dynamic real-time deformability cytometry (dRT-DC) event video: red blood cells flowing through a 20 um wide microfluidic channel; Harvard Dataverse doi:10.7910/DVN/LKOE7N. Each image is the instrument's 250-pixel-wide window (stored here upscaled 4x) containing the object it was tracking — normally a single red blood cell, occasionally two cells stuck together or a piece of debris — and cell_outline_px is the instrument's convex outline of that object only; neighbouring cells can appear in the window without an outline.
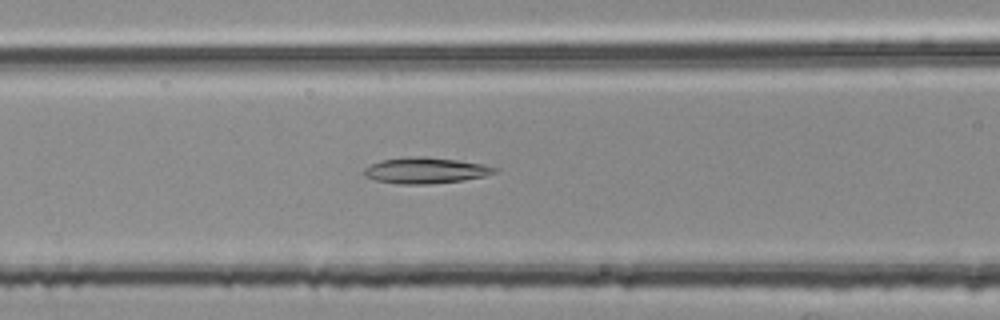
{"species": "common noctule bat (a hibernating species)", "species_latin": "Nyctalus noctula", "temperature_condition": "room temperature", "stored_images_in_passage": 42, "camera_frame_rate_fps": 3000, "um_per_image_px": 0.085, "animal": {"sex": "female", "body_mass_g": 25.1}, "frame": {"image": 1, "passage_image": 10, "time_ms": 3.0, "image_size_px": [1000, 320], "cell_outline_px": [[500, 168], [496, 172], [484, 176], [464, 180], [428, 184], [396, 184], [376, 180], [364, 176], [364, 168], [380, 160], [408, 156], [424, 156], [456, 160], [484, 164]], "centroid_in_image_um": [36.17, 14.48], "position_along_channel_um": 130.4, "area_um2": 19.88}}
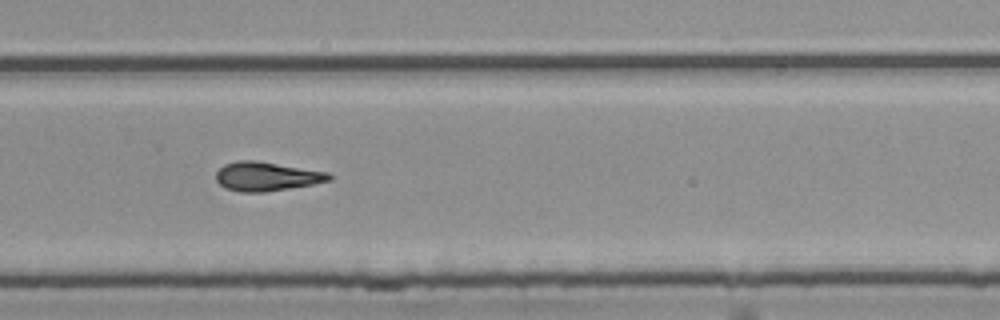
{"frame": {"image": 2, "passage_image": 24, "time_ms": 7.667, "image_size_px": [1000, 320], "cell_outline_px": [[332, 180], [312, 184], [264, 192], [240, 192], [228, 188], [220, 184], [216, 180], [216, 172], [224, 164], [236, 160], [252, 160], [328, 172], [332, 176]], "centroid_in_image_um": [22.64, 14.99], "position_along_channel_um": 307.2, "area_um2": 18.84}}
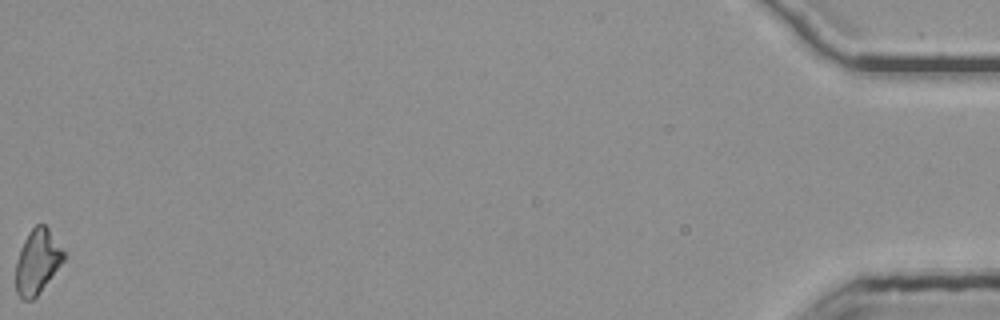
{"frame": {"image": 3, "passage_image": 42, "time_ms": 13.667, "image_size_px": [1000, 320], "cell_outline_px": [[64, 260], [40, 292], [32, 300], [24, 300], [16, 292], [16, 264], [20, 248], [28, 232], [36, 224], [44, 224], [48, 228], [64, 252]], "centroid_in_image_um": [3.16, 22.24], "position_along_channel_um": 432.0, "area_um2": 17.74}, "authors_computed_cell_mechanics": {"area_um2": 18.496, "velocity_mm_per_s": 3.8022, "shape_relaxation_time_tau1_ms": 7.0748, "shape_relaxation_time_tau2_ms": 5.2142, "deformation_change_tau1": 0.1877, "deformation_change_tau2": 0.1583}}